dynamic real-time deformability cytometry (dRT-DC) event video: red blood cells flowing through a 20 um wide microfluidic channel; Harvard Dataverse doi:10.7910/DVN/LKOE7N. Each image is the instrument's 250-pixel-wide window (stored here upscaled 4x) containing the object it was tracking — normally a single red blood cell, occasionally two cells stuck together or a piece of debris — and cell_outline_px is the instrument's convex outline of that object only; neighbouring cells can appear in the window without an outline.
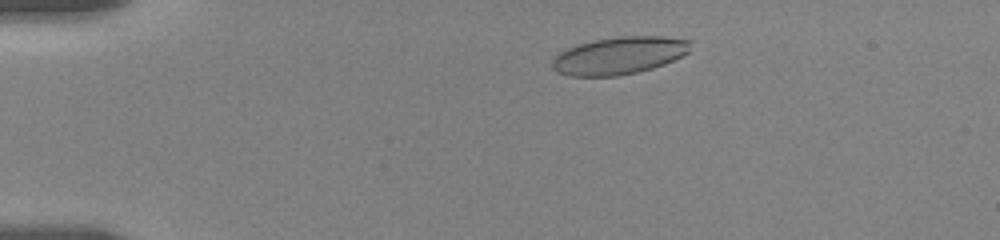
{"species": "human", "species_latin": "Homo sapiens", "temperature_condition": "room temperature", "stored_images_in_passage": 70, "camera_frame_rate_fps": 3000, "um_per_image_px": 0.085, "donor": {"sex": "female"}, "frame": {"image": 1, "passage_image": 12, "time_ms": 2.333, "image_size_px": [1000, 240], "cell_outline_px": [[692, 40], [688, 52], [664, 64], [652, 68], [636, 72], [616, 76], [568, 76], [552, 68], [552, 60], [556, 52], [576, 44], [592, 40], [620, 36], [664, 36]], "centroid_in_image_um": [52.58, 4.71], "position_along_channel_um": 32.4, "area_um2": 30.35}}
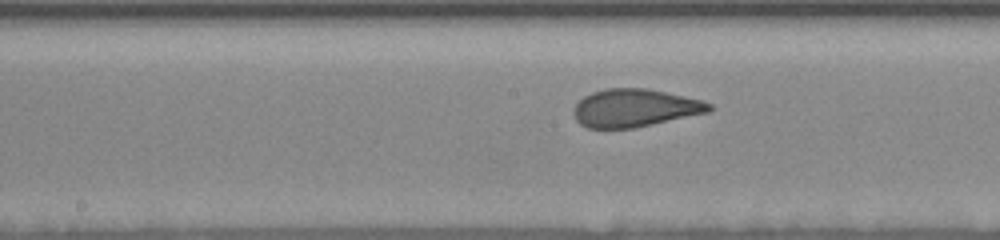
{"frame": {"image": 2, "passage_image": 39, "time_ms": 8.667, "image_size_px": [1000, 240], "cell_outline_px": [[712, 108], [708, 112], [636, 128], [588, 128], [580, 124], [576, 120], [572, 112], [576, 104], [584, 96], [592, 92], [608, 88], [648, 88], [704, 100], [712, 104]], "centroid_in_image_um": [53.96, 9.17], "position_along_channel_um": 194.2, "area_um2": 30.06}}
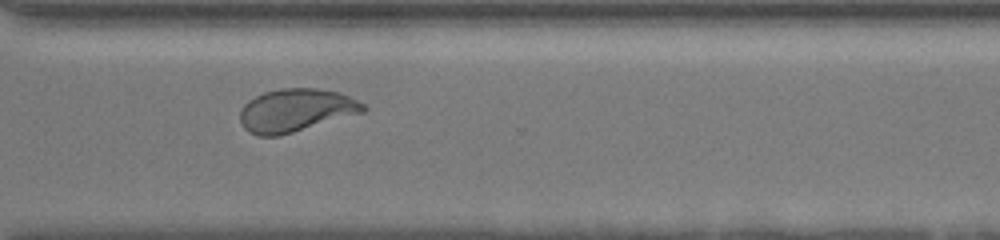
{"frame": {"image": 3, "passage_image": 69, "time_ms": 13.0, "image_size_px": [1000, 240], "cell_outline_px": [[368, 108], [364, 112], [280, 136], [256, 136], [248, 132], [244, 128], [240, 120], [240, 112], [244, 104], [248, 100], [264, 92], [280, 88], [320, 88], [340, 92], [364, 104]], "centroid_in_image_um": [25.14, 9.38], "position_along_channel_um": 345.5, "area_um2": 31.04}}